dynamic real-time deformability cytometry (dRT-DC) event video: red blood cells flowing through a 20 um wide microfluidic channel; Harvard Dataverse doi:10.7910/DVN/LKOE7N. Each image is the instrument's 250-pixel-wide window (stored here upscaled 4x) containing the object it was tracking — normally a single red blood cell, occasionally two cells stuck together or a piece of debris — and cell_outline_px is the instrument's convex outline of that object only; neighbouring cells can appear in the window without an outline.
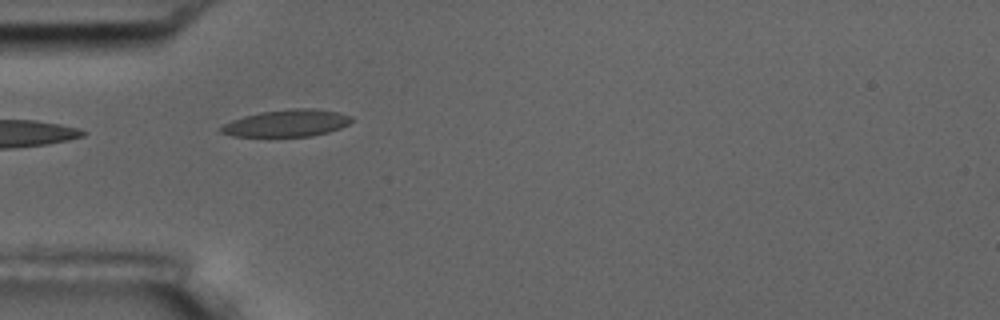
{"species": "common noctule bat (a hibernating species)", "species_latin": "Nyctalus noctula", "temperature_condition": "room temperature", "stored_images_in_passage": 5, "camera_frame_rate_fps": 3000, "um_per_image_px": 0.085, "animal": {"sex": "male", "body_mass_g": 17.5, "forearm_length_mm": 52.3}, "frame": {"image": 1, "passage_image": 4, "time_ms": 1.0, "image_size_px": [1000, 320], "cell_outline_px": [[352, 120], [348, 124], [340, 128], [328, 132], [312, 136], [232, 136], [220, 132], [220, 128], [224, 124], [232, 120], [244, 116], [260, 112], [292, 108], [316, 108], [336, 112], [352, 116]], "centroid_in_image_um": [24.38, 10.46], "position_along_channel_um": 60.6, "area_um2": 20.46}}